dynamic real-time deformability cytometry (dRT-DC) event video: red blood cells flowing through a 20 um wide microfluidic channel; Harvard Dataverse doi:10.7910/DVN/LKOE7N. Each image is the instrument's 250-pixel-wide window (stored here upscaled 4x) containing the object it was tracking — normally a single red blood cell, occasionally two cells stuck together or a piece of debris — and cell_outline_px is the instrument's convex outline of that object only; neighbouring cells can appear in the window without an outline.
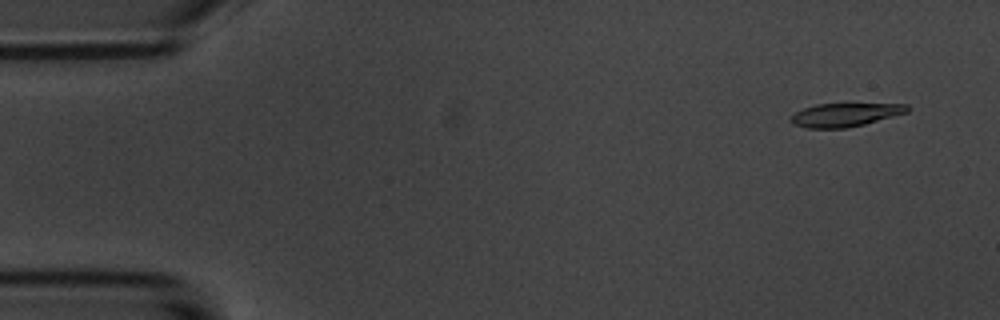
{"species": "common noctule bat (a hibernating species)", "species_latin": "Nyctalus noctula", "temperature_condition": "room temperature", "stored_images_in_passage": 56, "camera_frame_rate_fps": 3000, "um_per_image_px": 0.085, "animal": {"sex": "male", "body_mass_g": 20.1, "forearm_length_mm": 53.5}, "frame": {"image": 1, "passage_image": 4, "time_ms": 1.0, "image_size_px": [1000, 320], "cell_outline_px": [[912, 108], [908, 112], [864, 124], [848, 128], [808, 128], [792, 124], [788, 120], [796, 112], [804, 108], [816, 104], [908, 104]], "centroid_in_image_um": [71.84, 9.76], "position_along_channel_um": 13.2, "area_um2": 15.9}}
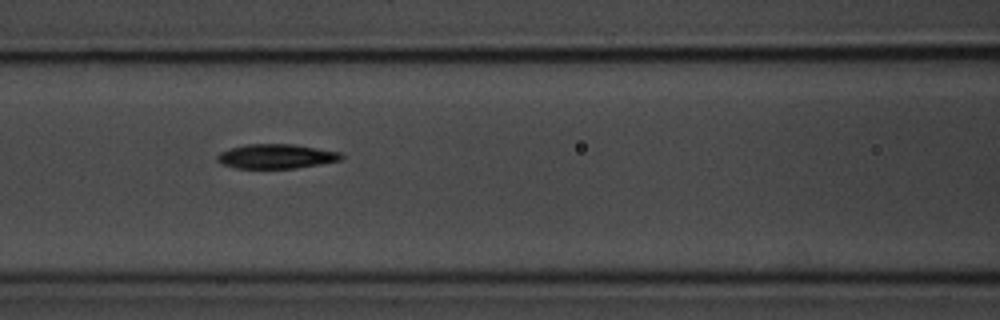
{"frame": {"image": 2, "passage_image": 24, "time_ms": 7.667, "image_size_px": [1000, 320], "cell_outline_px": [[344, 156], [340, 160], [320, 164], [296, 168], [236, 168], [220, 164], [216, 160], [216, 156], [220, 152], [244, 144], [292, 144], [340, 152]], "centroid_in_image_um": [23.44, 13.29], "position_along_channel_um": 143.2, "area_um2": 17.63}}
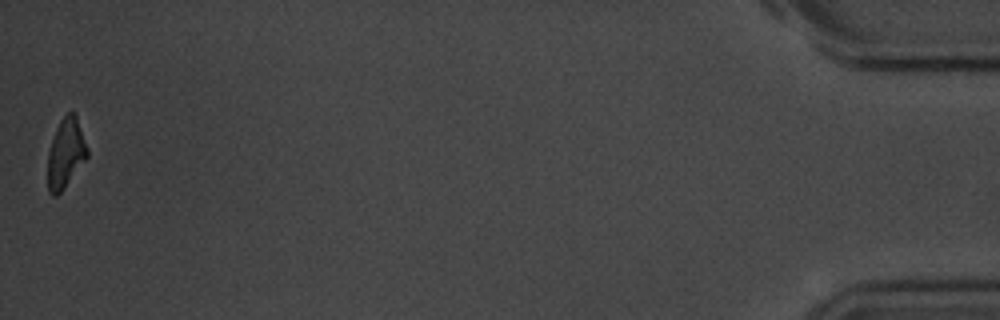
{"frame": {"image": 3, "passage_image": 56, "time_ms": 18.333, "image_size_px": [1000, 320], "cell_outline_px": [[88, 156], [64, 188], [56, 196], [52, 196], [48, 192], [48, 152], [56, 128], [60, 120], [68, 112], [76, 112], [88, 148]], "centroid_in_image_um": [5.59, 13.0], "position_along_channel_um": 429.6, "area_um2": 16.07}, "authors_computed_cell_mechanics": {"area_um2": 17.4556, "velocity_mm_per_s": 3.5783, "shape_relaxation_time_tau1_ms": 2.1567, "shape_relaxation_time_tau2_ms": 5.3607, "deformation_change_tau1": 0.1455, "deformation_change_tau2": 0.1144}}